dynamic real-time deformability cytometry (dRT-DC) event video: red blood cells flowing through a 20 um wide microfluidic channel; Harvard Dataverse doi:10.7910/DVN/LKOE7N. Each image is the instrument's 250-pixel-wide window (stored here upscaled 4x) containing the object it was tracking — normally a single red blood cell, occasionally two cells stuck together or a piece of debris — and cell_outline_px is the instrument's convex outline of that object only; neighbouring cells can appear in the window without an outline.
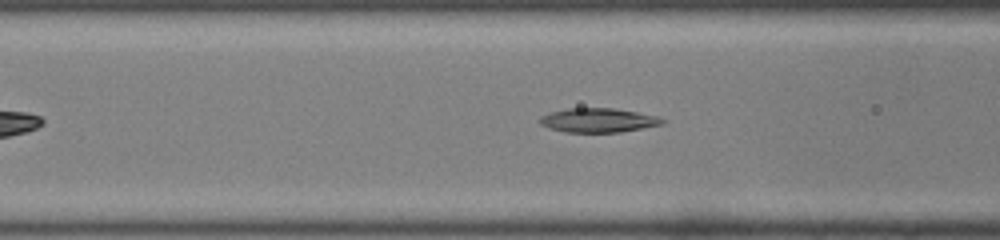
{"species": "common noctule bat (a hibernating species)", "species_latin": "Nyctalus noctula", "temperature_condition": "room temperature", "stored_images_in_passage": 43, "camera_frame_rate_fps": 3000, "um_per_image_px": 0.085, "animal": {"sex": "male", "body_mass_g": 19.0, "forearm_length_mm": 50.8}, "frame": {"image": 1, "passage_image": 13, "time_ms": 4.0, "image_size_px": [1000, 240], "cell_outline_px": [[668, 120], [664, 124], [620, 132], [564, 132], [548, 128], [540, 124], [540, 116], [552, 112], [568, 108], [612, 108], [660, 116]], "centroid_in_image_um": [50.89, 10.22], "position_along_channel_um": 115.7, "area_um2": 17.34}}
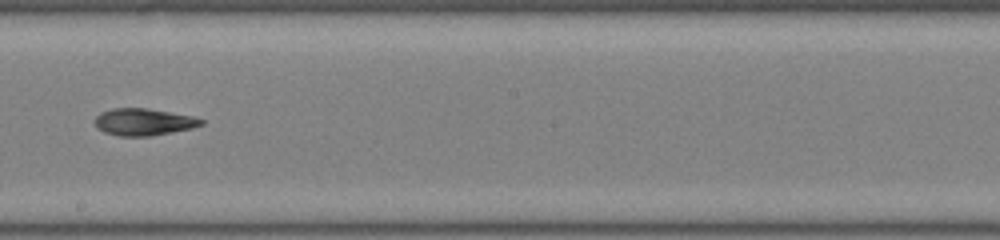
{"frame": {"image": 2, "passage_image": 22, "time_ms": 7.0, "image_size_px": [1000, 240], "cell_outline_px": [[204, 124], [192, 128], [152, 136], [120, 136], [104, 132], [96, 128], [92, 120], [100, 112], [112, 108], [148, 108], [192, 116], [204, 120]], "centroid_in_image_um": [12.16, 10.36], "position_along_channel_um": 236.0, "area_um2": 16.94}}
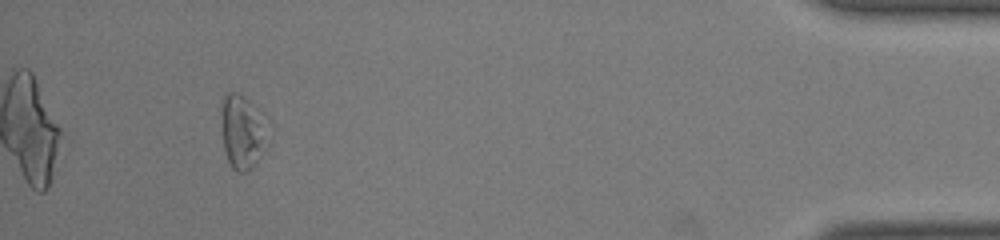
{"frame": {"image": 3, "passage_image": 40, "time_ms": 13.0, "image_size_px": [1000, 240], "cell_outline_px": [[272, 140], [268, 148], [252, 168], [248, 172], [236, 172], [232, 168], [224, 152], [220, 112], [220, 108], [224, 96], [228, 92], [236, 92], [244, 96], [256, 108]], "centroid_in_image_um": [20.62, 11.26], "position_along_channel_um": 414.6, "area_um2": 20.63}, "authors_computed_cell_mechanics": {"area_um2": 17.629, "velocity_mm_per_s": 4.0166, "shape_relaxation_time_tau1_ms": 9.8121, "shape_relaxation_time_tau2_ms": null, "deformation_change_tau1": 0.2294, "deformation_change_tau2": null}}